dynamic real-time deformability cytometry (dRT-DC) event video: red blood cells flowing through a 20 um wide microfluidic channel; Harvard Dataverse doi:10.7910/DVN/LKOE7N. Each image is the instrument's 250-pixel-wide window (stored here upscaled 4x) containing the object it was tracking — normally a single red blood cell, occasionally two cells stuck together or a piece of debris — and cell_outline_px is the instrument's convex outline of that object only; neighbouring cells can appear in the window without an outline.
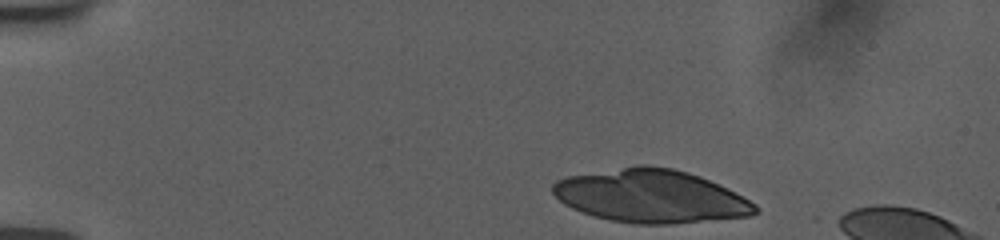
{"species": "human", "species_latin": "Homo sapiens", "temperature_condition": "room temperature", "stored_images_in_passage": 45, "camera_frame_rate_fps": 3000, "um_per_image_px": 0.085, "donor": {"sex": "female"}, "frame": {"image": 1, "passage_image": 1, "time_ms": 0.0, "image_size_px": [1000, 240], "cell_outline_px": [[760, 212], [748, 216], [672, 224], [636, 224], [608, 220], [580, 212], [564, 204], [552, 192], [552, 184], [556, 180], [568, 176], [636, 164], [644, 164], [672, 168], [688, 172], [700, 176], [728, 188], [756, 204], [760, 208]], "centroid_in_image_um": [55.31, 16.66], "position_along_channel_um": 29.7, "area_um2": 63.0}}
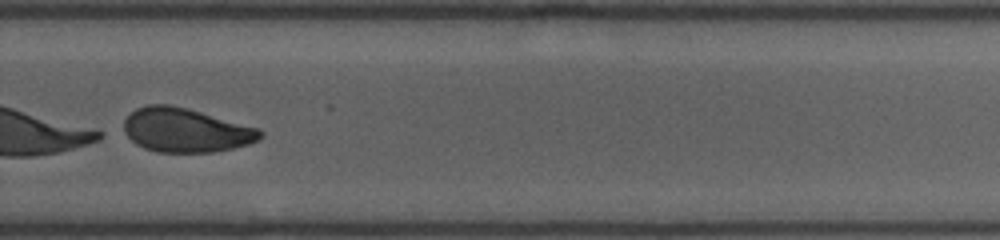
{"frame": {"image": 2, "passage_image": 31, "time_ms": 10.0, "image_size_px": [1000, 240], "cell_outline_px": [[264, 136], [260, 140], [248, 144], [232, 148], [212, 152], [156, 152], [144, 148], [136, 144], [124, 132], [124, 120], [136, 108], [148, 104], [168, 104], [188, 108], [260, 128], [264, 132]], "centroid_in_image_um": [15.82, 11.06], "position_along_channel_um": 314.0, "area_um2": 35.2}}
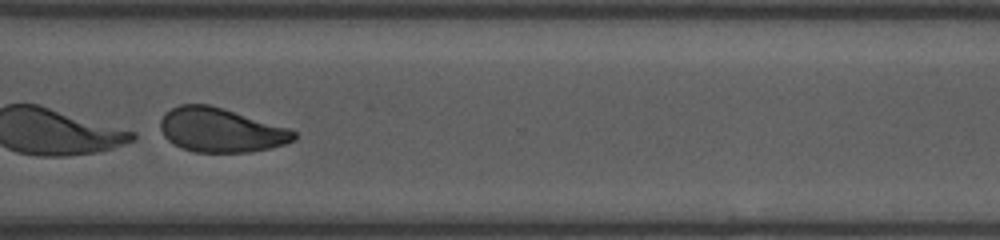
{"frame": {"image": 3, "passage_image": 34, "time_ms": 11.0, "image_size_px": [1000, 240], "cell_outline_px": [[296, 140], [284, 144], [252, 152], [196, 152], [180, 148], [172, 144], [164, 136], [160, 128], [160, 120], [164, 112], [180, 104], [208, 104], [288, 128], [296, 132]], "centroid_in_image_um": [18.72, 11.06], "position_along_channel_um": 351.9, "area_um2": 34.28}}